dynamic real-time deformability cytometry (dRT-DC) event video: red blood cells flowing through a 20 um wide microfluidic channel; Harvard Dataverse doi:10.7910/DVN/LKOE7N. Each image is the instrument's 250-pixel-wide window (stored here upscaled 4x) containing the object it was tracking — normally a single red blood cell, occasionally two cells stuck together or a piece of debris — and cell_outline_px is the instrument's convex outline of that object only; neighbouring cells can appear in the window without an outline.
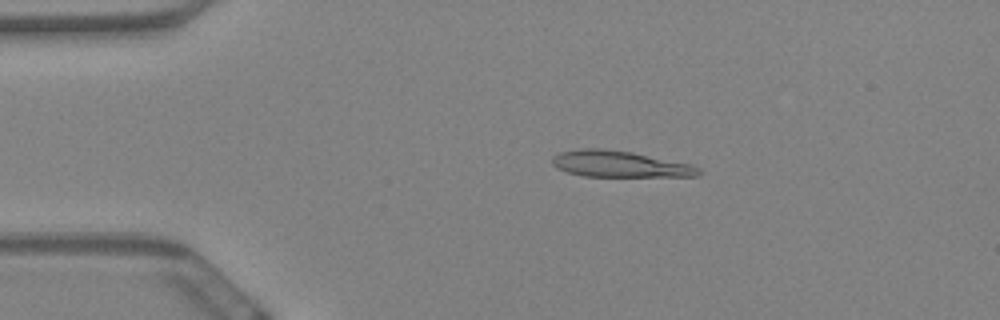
{"species": "Egyptian fruit bat (a non-hibernating species)", "species_latin": "Rousettus aegyptiacus", "temperature_condition": "warm", "stored_images_in_passage": 59, "camera_frame_rate_fps": 3000, "um_per_image_px": 0.085, "animal": {"sex": "female"}, "frame": {"image": 1, "passage_image": 12, "time_ms": 3.667, "image_size_px": [1000, 320], "cell_outline_px": [[700, 176], [584, 176], [568, 172], [556, 168], [552, 164], [552, 156], [560, 152], [580, 148], [604, 148], [632, 152], [692, 164], [700, 168]], "centroid_in_image_um": [52.66, 13.93], "position_along_channel_um": 32.3, "area_um2": 22.48}}
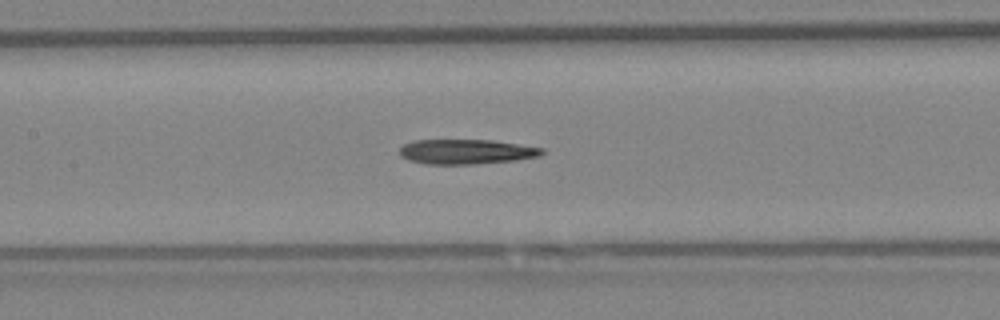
{"frame": {"image": 2, "passage_image": 28, "time_ms": 9.0, "image_size_px": [1000, 320], "cell_outline_px": [[544, 152], [540, 156], [516, 160], [472, 164], [424, 164], [408, 160], [400, 156], [400, 148], [404, 144], [412, 140], [492, 140], [544, 148]], "centroid_in_image_um": [39.61, 12.89], "position_along_channel_um": 167.8, "area_um2": 20.63}}
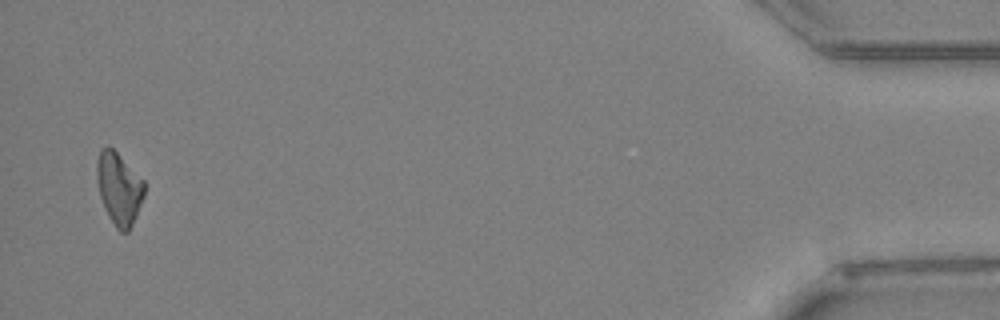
{"frame": {"image": 3, "passage_image": 58, "time_ms": 19.0, "image_size_px": [1000, 320], "cell_outline_px": [[144, 196], [136, 216], [128, 232], [120, 232], [116, 228], [108, 216], [104, 208], [100, 196], [96, 180], [96, 164], [100, 148], [108, 144], [144, 180]], "centroid_in_image_um": [10.09, 16.01], "position_along_channel_um": 425.1, "area_um2": 20.06}}